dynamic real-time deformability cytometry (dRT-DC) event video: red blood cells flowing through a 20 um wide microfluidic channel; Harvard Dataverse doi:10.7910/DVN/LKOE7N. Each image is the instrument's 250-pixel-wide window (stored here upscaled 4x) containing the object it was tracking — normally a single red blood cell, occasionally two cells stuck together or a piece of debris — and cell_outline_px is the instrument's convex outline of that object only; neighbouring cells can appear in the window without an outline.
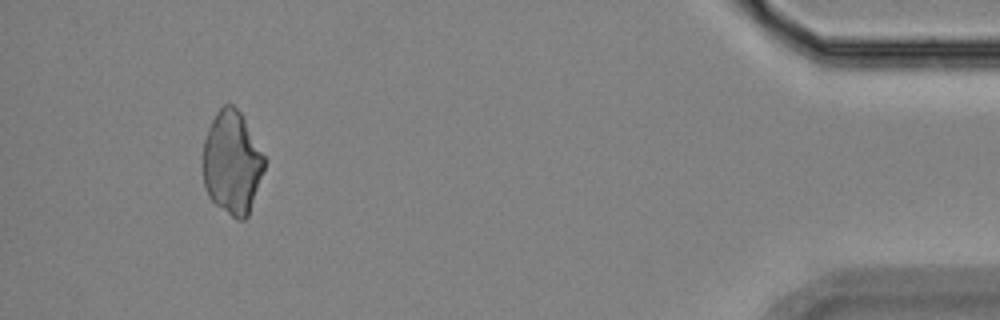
{"species": "Egyptian fruit bat (a non-hibernating species)", "species_latin": "Rousettus aegyptiacus", "temperature_condition": "room temperature", "stored_images_in_passage": 44, "camera_frame_rate_fps": 3000, "um_per_image_px": 0.085, "animal": {"sex": "female"}, "frame": {"image": 1, "passage_image": 41, "time_ms": 13.333, "image_size_px": [1000, 320], "cell_outline_px": [[264, 168], [248, 216], [244, 220], [236, 220], [216, 204], [208, 196], [204, 184], [204, 140], [208, 128], [216, 112], [224, 104], [232, 104], [240, 112], [264, 156]], "centroid_in_image_um": [19.71, 13.84], "position_along_channel_um": 415.5, "area_um2": 36.36}}